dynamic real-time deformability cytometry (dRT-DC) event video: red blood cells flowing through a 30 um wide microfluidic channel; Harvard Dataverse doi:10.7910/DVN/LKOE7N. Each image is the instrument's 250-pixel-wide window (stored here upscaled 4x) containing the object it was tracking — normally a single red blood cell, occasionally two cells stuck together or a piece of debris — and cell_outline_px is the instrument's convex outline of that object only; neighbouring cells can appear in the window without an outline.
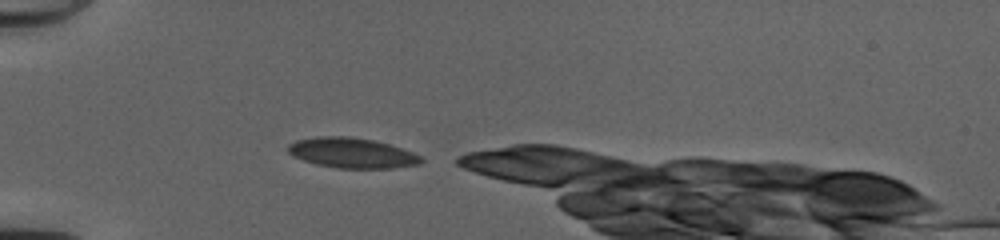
{"species": "common noctule bat (a hibernating species)", "species_latin": "Nyctalus noctula", "temperature_condition": "cold", "stored_images_in_passage": 12, "camera_frame_rate_fps": 3000, "um_per_image_px": 0.085, "animal": {"sex": "female", "body_mass_g": 20.0, "forearm_length_mm": 54.0}, "frame": {"image": 1, "passage_image": 1, "time_ms": 0.0, "image_size_px": [1000, 240], "cell_outline_px": [[424, 160], [420, 164], [392, 168], [336, 168], [316, 164], [292, 156], [288, 152], [288, 144], [296, 140], [316, 136], [348, 136], [372, 140], [388, 144], [412, 152], [420, 156]], "centroid_in_image_um": [29.88, 13.0], "position_along_channel_um": 55.1, "area_um2": 23.35}}
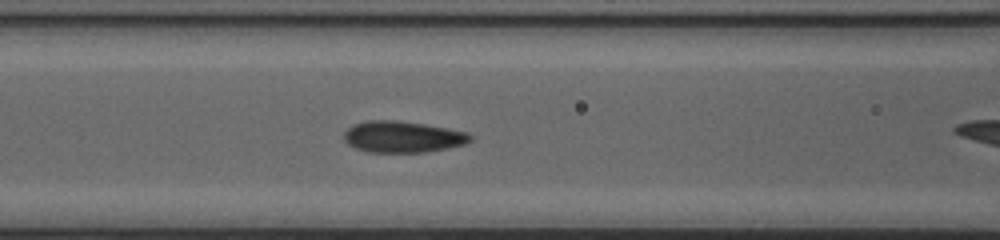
{"frame": {"image": 2, "passage_image": 8, "time_ms": 2.333, "image_size_px": [1000, 240], "cell_outline_px": [[472, 140], [464, 144], [448, 148], [428, 152], [368, 152], [356, 148], [348, 144], [344, 140], [344, 132], [352, 124], [368, 120], [396, 120], [424, 124], [448, 128], [468, 132], [472, 136]], "centroid_in_image_um": [34.23, 11.63], "position_along_channel_um": 132.4, "area_um2": 23.24}}
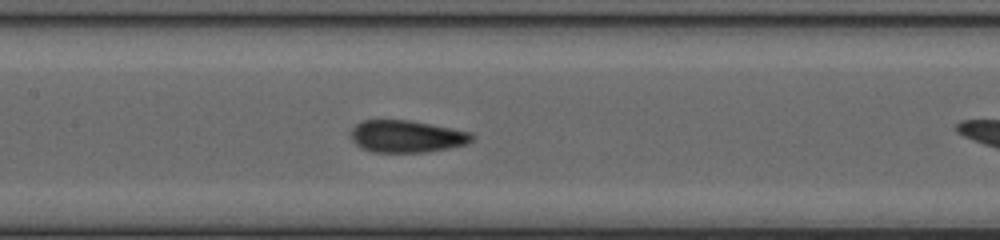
{"frame": {"image": 3, "passage_image": 11, "time_ms": 3.333, "image_size_px": [1000, 240], "cell_outline_px": [[476, 136], [468, 144], [448, 148], [424, 152], [372, 152], [360, 148], [348, 136], [352, 128], [360, 120], [408, 120], [472, 132]], "centroid_in_image_um": [34.54, 11.59], "position_along_channel_um": 172.9, "area_um2": 22.89}}